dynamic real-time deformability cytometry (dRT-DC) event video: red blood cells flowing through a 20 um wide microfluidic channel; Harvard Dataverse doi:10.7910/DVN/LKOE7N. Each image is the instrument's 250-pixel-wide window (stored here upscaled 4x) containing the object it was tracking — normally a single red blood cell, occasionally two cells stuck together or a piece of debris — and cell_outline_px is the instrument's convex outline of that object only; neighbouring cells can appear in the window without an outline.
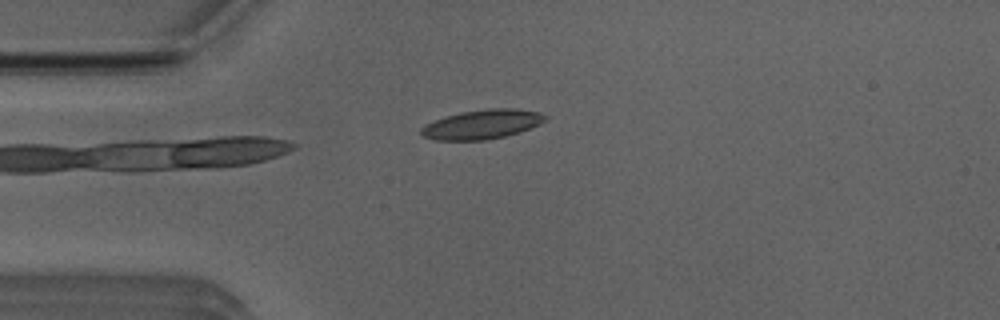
{"species": "Egyptian fruit bat (a non-hibernating species)", "species_latin": "Rousettus aegyptiacus", "temperature_condition": "room temperature", "stored_images_in_passage": 35, "camera_frame_rate_fps": 3000, "um_per_image_px": 0.085, "animal": {"sex": "male"}, "frame": {"image": 1, "passage_image": 1, "time_ms": 0.0, "image_size_px": [1000, 320], "cell_outline_px": [[548, 116], [544, 120], [528, 128], [504, 136], [484, 140], [436, 140], [424, 136], [420, 132], [420, 128], [424, 124], [460, 112], [488, 108], [512, 108], [540, 112]], "centroid_in_image_um": [40.93, 10.56], "position_along_channel_um": 44.1, "area_um2": 20.81}}
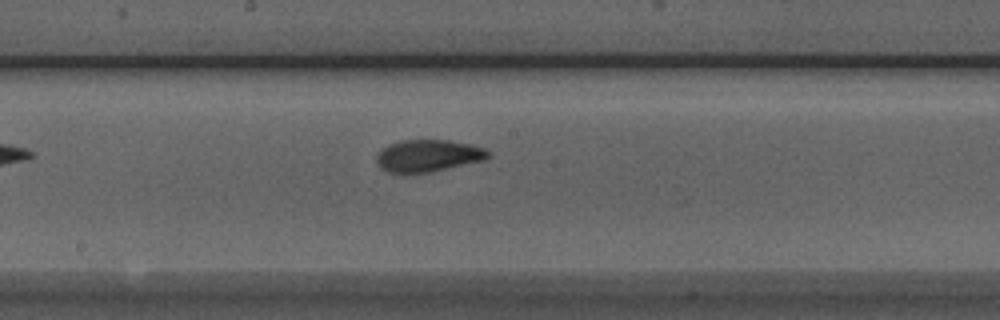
{"frame": {"image": 2, "passage_image": 15, "time_ms": 4.667, "image_size_px": [1000, 320], "cell_outline_px": [[492, 156], [484, 160], [428, 172], [388, 172], [380, 168], [376, 160], [376, 156], [388, 144], [400, 140], [448, 140], [472, 144], [484, 148], [492, 152]], "centroid_in_image_um": [36.43, 13.21], "position_along_channel_um": 211.8, "area_um2": 20.75}}
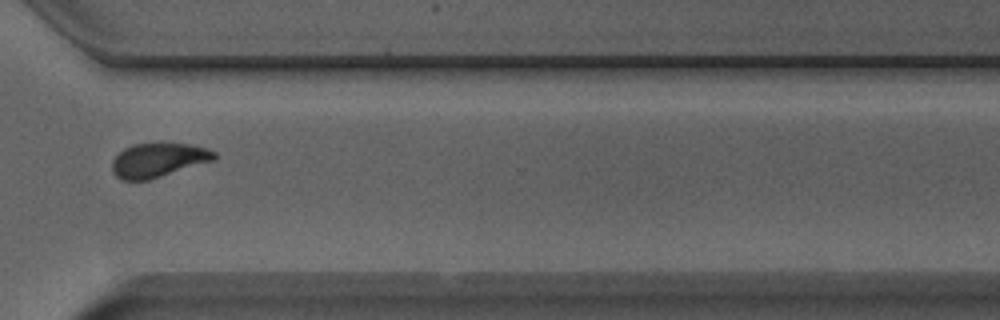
{"frame": {"image": 3, "passage_image": 26, "time_ms": 8.333, "image_size_px": [1000, 320], "cell_outline_px": [[216, 160], [148, 180], [120, 180], [112, 172], [112, 160], [124, 148], [132, 144], [160, 140], [192, 144], [208, 148], [216, 152]], "centroid_in_image_um": [13.48, 13.55], "position_along_channel_um": 357.1, "area_um2": 21.21}, "authors_computed_cell_mechanics": {"area_um2": 20.7502, "velocity_mm_per_s": 3.9636, "shape_relaxation_time_tau1_ms": 3.6756, "shape_relaxation_time_tau2_ms": 1.0988, "deformation_change_tau1": 0.1353, "deformation_change_tau2": 0.0647}}